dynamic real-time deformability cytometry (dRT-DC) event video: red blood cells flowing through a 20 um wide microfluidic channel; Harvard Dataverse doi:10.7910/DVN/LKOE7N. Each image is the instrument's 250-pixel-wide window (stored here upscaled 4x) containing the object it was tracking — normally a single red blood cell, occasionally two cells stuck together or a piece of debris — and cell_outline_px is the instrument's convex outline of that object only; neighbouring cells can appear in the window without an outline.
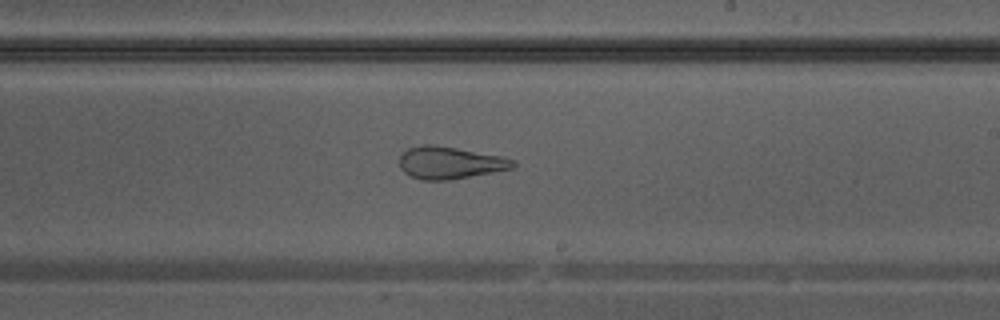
{"species": "Egyptian fruit bat (a non-hibernating species)", "species_latin": "Rousettus aegyptiacus", "temperature_condition": "warm", "stored_images_in_passage": 38, "camera_frame_rate_fps": 3000, "um_per_image_px": 0.085, "animal": {"sex": "male"}, "frame": {"image": 1, "passage_image": 22, "time_ms": 7.0, "image_size_px": [1000, 320], "cell_outline_px": [[516, 164], [512, 168], [492, 172], [448, 180], [424, 180], [412, 176], [404, 172], [400, 168], [400, 156], [408, 148], [424, 144], [432, 144], [456, 148], [500, 156], [516, 160]], "centroid_in_image_um": [38.23, 13.83], "position_along_channel_um": 250.8, "area_um2": 21.04}}